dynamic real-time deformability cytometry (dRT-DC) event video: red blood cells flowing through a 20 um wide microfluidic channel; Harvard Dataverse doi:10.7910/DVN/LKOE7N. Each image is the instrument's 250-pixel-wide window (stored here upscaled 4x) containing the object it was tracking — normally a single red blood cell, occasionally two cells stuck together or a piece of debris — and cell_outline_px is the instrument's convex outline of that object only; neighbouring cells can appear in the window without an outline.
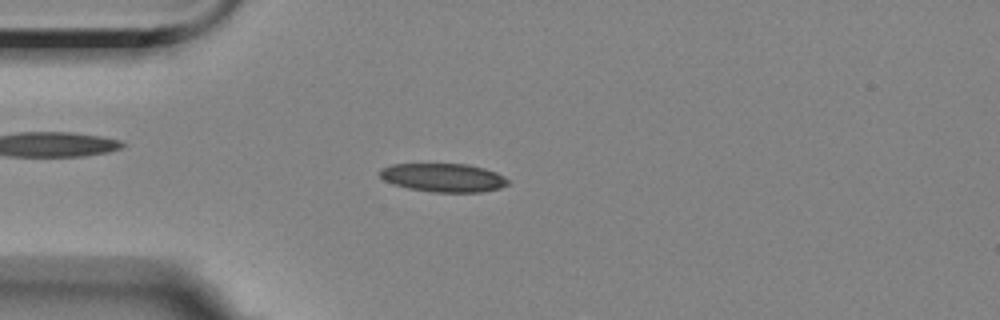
{"species": "Egyptian fruit bat (a non-hibernating species)", "species_latin": "Rousettus aegyptiacus", "temperature_condition": "room temperature", "stored_images_in_passage": 51, "camera_frame_rate_fps": 3000, "um_per_image_px": 0.085, "animal": {"sex": "female"}, "frame": {"image": 1, "passage_image": 10, "time_ms": 3.0, "image_size_px": [1000, 320], "cell_outline_px": [[508, 184], [500, 188], [480, 192], [432, 192], [408, 188], [392, 184], [384, 180], [380, 176], [380, 168], [392, 164], [468, 164], [484, 168], [496, 172], [504, 176], [508, 180]], "centroid_in_image_um": [37.68, 15.1], "position_along_channel_um": 47.3, "area_um2": 21.33}}
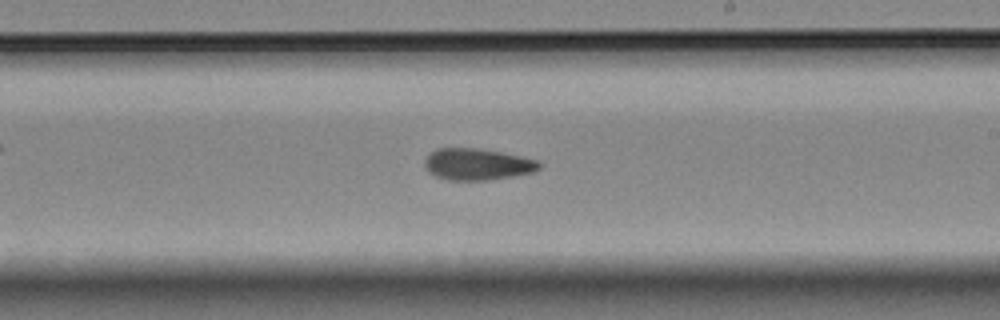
{"frame": {"image": 2, "passage_image": 28, "time_ms": 9.0, "image_size_px": [1000, 320], "cell_outline_px": [[540, 168], [532, 172], [512, 176], [488, 180], [448, 180], [432, 176], [424, 168], [424, 160], [436, 148], [476, 148], [500, 152], [520, 156], [536, 160], [540, 164]], "centroid_in_image_um": [40.5, 13.97], "position_along_channel_um": 248.5, "area_um2": 21.04}}
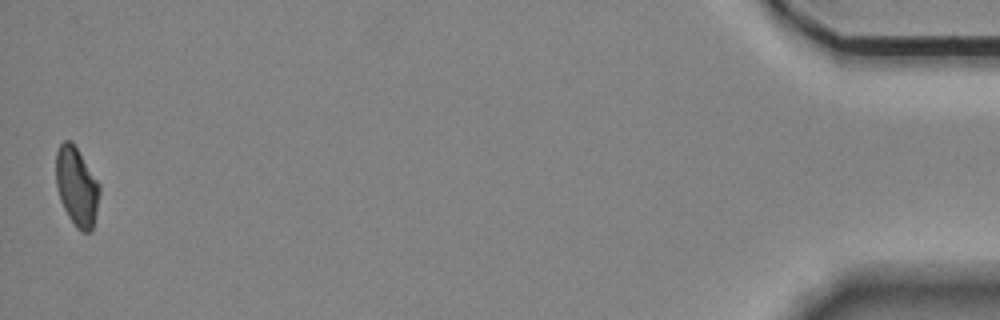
{"frame": {"image": 3, "passage_image": 51, "time_ms": 16.667, "image_size_px": [1000, 320], "cell_outline_px": [[100, 192], [92, 232], [80, 232], [76, 228], [68, 216], [60, 200], [56, 184], [56, 152], [60, 144], [64, 140], [72, 140], [100, 184]], "centroid_in_image_um": [6.52, 15.86], "position_along_channel_um": 428.7, "area_um2": 20.17}, "authors_computed_cell_mechanics": {"area_um2": 20.8658, "velocity_mm_per_s": 3.5481, "shape_relaxation_time_tau1_ms": null, "shape_relaxation_time_tau2_ms": 8.2355, "deformation_change_tau1": null, "deformation_change_tau2": 0.1571}}